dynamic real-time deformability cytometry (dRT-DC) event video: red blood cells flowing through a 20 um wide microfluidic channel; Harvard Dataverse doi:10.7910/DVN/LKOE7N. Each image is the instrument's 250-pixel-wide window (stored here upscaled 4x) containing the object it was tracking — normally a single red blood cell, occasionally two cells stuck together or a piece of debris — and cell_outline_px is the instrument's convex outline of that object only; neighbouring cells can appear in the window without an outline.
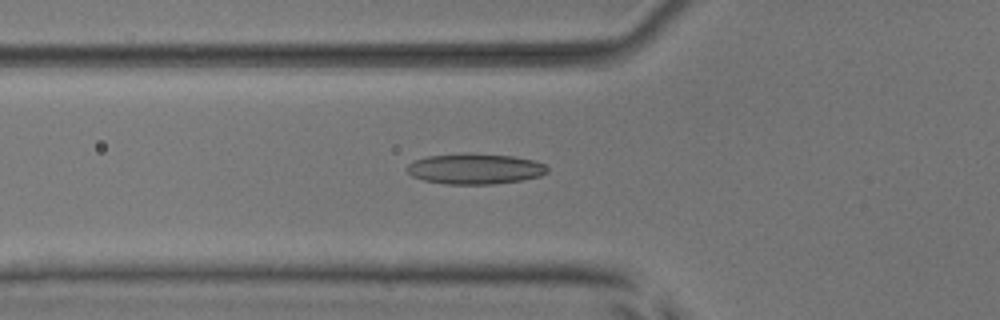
{"species": "common noctule bat (a hibernating species)", "species_latin": "Nyctalus noctula", "temperature_condition": "room temperature", "stored_images_in_passage": 47, "camera_frame_rate_fps": 3000, "um_per_image_px": 0.085, "animal": {"sex": "male", "body_mass_g": 17.9, "forearm_length_mm": 54.2}, "frame": {"image": 1, "passage_image": 12, "time_ms": 3.667, "image_size_px": [1000, 320], "cell_outline_px": [[548, 172], [540, 176], [524, 180], [492, 184], [444, 184], [424, 180], [412, 176], [404, 168], [412, 160], [428, 156], [512, 156], [536, 160], [544, 164], [548, 168]], "centroid_in_image_um": [40.39, 14.4], "position_along_channel_um": 85.4, "area_um2": 24.22}}
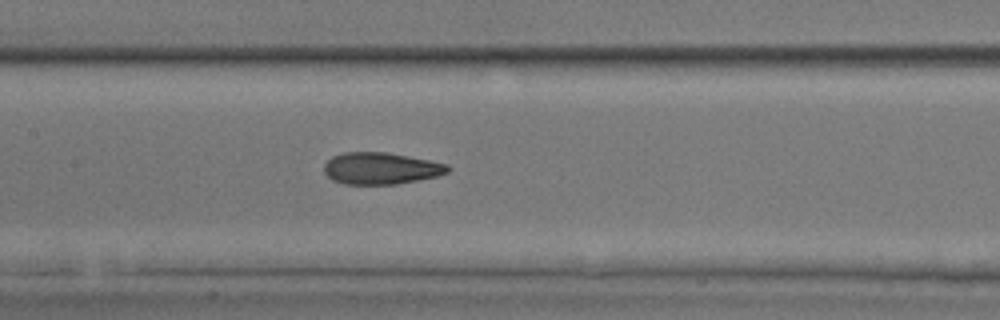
{"frame": {"image": 2, "passage_image": 19, "time_ms": 6.0, "image_size_px": [1000, 320], "cell_outline_px": [[452, 168], [448, 172], [436, 176], [396, 184], [344, 184], [332, 180], [324, 172], [324, 164], [332, 156], [344, 152], [384, 152], [428, 160], [448, 164]], "centroid_in_image_um": [32.35, 14.31], "position_along_channel_um": 175.0, "area_um2": 22.77}}
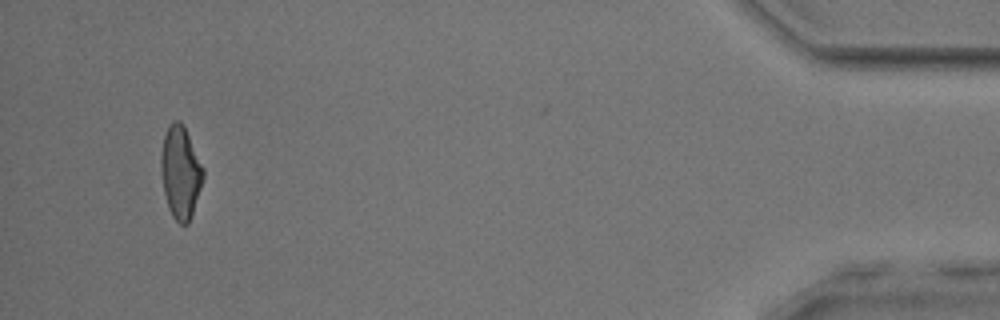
{"frame": {"image": 3, "passage_image": 44, "time_ms": 14.333, "image_size_px": [1000, 320], "cell_outline_px": [[204, 176], [188, 224], [180, 224], [172, 216], [168, 208], [164, 192], [160, 168], [160, 156], [164, 136], [168, 124], [172, 120], [180, 120], [184, 124], [204, 168]], "centroid_in_image_um": [15.33, 14.59], "position_along_channel_um": 419.9, "area_um2": 22.83}, "authors_computed_cell_mechanics": {"area_um2": 22.831, "velocity_mm_per_s": 3.8307, "shape_relaxation_time_tau1_ms": 7.5556, "shape_relaxation_time_tau2_ms": 1.3098, "deformation_change_tau1": 0.2194, "deformation_change_tau2": 0.0779}}